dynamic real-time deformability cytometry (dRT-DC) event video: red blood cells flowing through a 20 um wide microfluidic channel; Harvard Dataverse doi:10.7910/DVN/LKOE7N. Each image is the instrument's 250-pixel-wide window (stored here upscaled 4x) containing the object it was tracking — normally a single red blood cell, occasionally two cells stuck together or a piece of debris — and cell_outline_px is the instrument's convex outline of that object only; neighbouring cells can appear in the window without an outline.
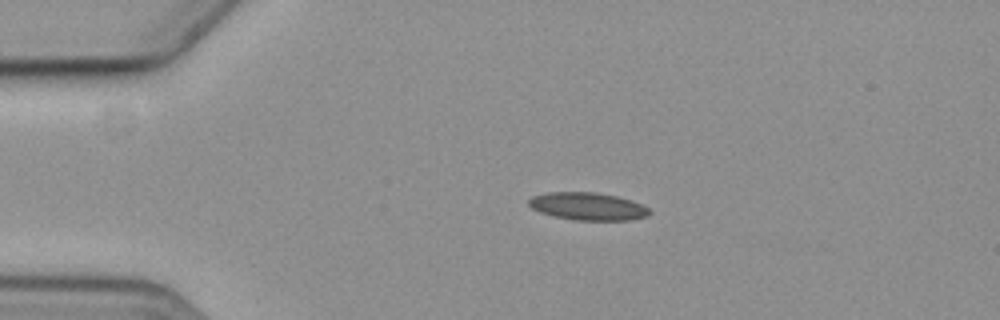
{"species": "common noctule bat (a hibernating species)", "species_latin": "Nyctalus noctula", "temperature_condition": "cold", "stored_images_in_passage": 3, "camera_frame_rate_fps": 3000, "um_per_image_px": 0.085, "animal": {"sex": "female", "body_mass_g": 19.3, "forearm_length_mm": 54.1}, "frame": {"image": 1, "passage_image": 1, "time_ms": 0.0, "image_size_px": [1000, 320], "cell_outline_px": [[652, 212], [648, 216], [628, 220], [572, 220], [552, 216], [540, 212], [532, 208], [528, 204], [528, 200], [532, 196], [548, 192], [596, 192], [616, 196], [632, 200], [648, 208]], "centroid_in_image_um": [49.95, 17.54], "position_along_channel_um": 35.1, "area_um2": 19.54}}
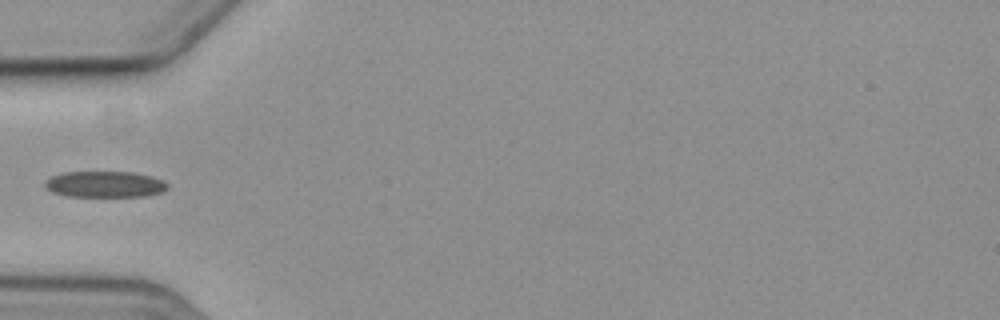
{"frame": {"image": 2, "passage_image": 3, "time_ms": 2.333, "image_size_px": [1000, 320], "cell_outline_px": [[168, 188], [164, 192], [148, 196], [64, 196], [52, 192], [44, 184], [44, 180], [52, 176], [64, 172], [132, 172], [152, 176], [164, 180], [168, 184]], "centroid_in_image_um": [8.95, 15.66], "position_along_channel_um": 76.1, "area_um2": 18.84}}